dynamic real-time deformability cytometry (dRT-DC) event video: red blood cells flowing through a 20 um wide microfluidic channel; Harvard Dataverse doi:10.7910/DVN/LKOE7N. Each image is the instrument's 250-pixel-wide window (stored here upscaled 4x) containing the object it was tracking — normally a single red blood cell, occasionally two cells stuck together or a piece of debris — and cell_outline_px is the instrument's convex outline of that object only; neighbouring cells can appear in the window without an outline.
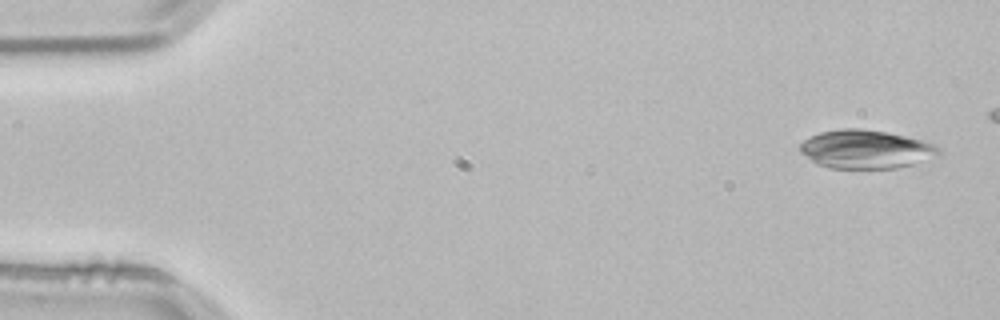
{"species": "common noctule bat (a hibernating species)", "species_latin": "Nyctalus noctula", "temperature_condition": "room temperature", "stored_images_in_passage": 48, "camera_frame_rate_fps": 3000, "um_per_image_px": 0.085, "animal": {"sex": "male", "body_mass_g": 21.5, "forearm_length_mm": 52.0}, "frame": {"image": 1, "passage_image": 2, "time_ms": 0.333, "image_size_px": [1000, 320], "cell_outline_px": [[940, 156], [912, 164], [896, 168], [828, 168], [812, 160], [800, 152], [800, 144], [804, 140], [820, 132], [840, 128], [860, 128], [888, 132], [920, 140], [932, 144], [940, 148]], "centroid_in_image_um": [73.61, 12.68], "position_along_channel_um": 11.4, "area_um2": 30.98}}